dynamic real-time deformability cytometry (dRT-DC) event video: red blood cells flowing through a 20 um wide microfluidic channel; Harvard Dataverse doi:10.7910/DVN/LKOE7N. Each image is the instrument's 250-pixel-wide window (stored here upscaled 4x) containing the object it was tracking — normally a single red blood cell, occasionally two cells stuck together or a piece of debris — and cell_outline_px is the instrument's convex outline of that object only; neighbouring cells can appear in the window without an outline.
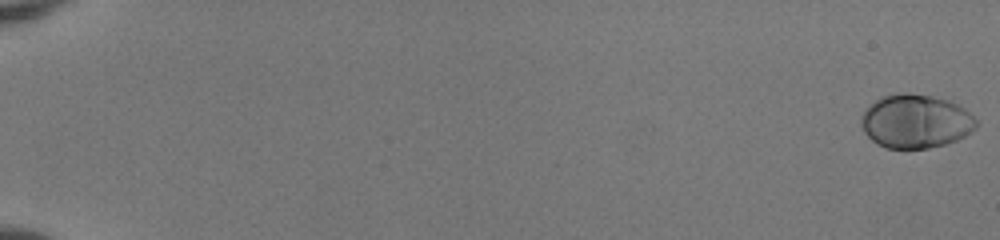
{"species": "human", "species_latin": "Homo sapiens", "temperature_condition": "room temperature", "stored_images_in_passage": 54, "camera_frame_rate_fps": 3000, "um_per_image_px": 0.085, "donor": {"sex": "female"}, "frame": {"image": 1, "passage_image": 1, "time_ms": 0.0, "image_size_px": [1000, 240], "cell_outline_px": [[980, 124], [972, 132], [956, 140], [944, 144], [928, 148], [888, 148], [876, 144], [864, 132], [860, 124], [860, 116], [880, 96], [904, 92], [952, 96]], "centroid_in_image_um": [77.88, 10.26], "position_along_channel_um": 7.1, "area_um2": 36.93}}
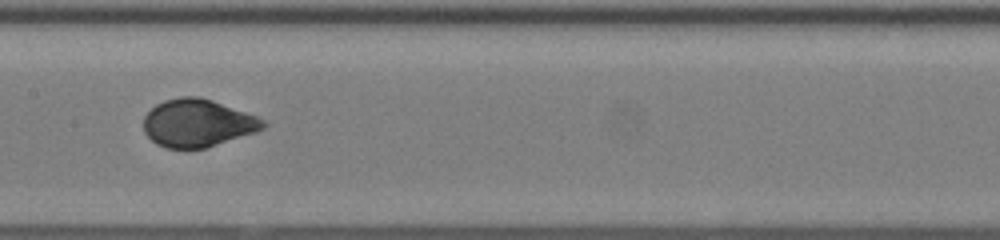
{"frame": {"image": 2, "passage_image": 31, "time_ms": 10.0, "image_size_px": [1000, 240], "cell_outline_px": [[268, 124], [264, 128], [256, 132], [204, 148], [164, 148], [156, 144], [144, 132], [144, 116], [156, 104], [164, 100], [180, 96], [196, 96], [212, 100], [256, 116], [264, 120]], "centroid_in_image_um": [16.78, 10.46], "position_along_channel_um": 190.6, "area_um2": 33.06}}
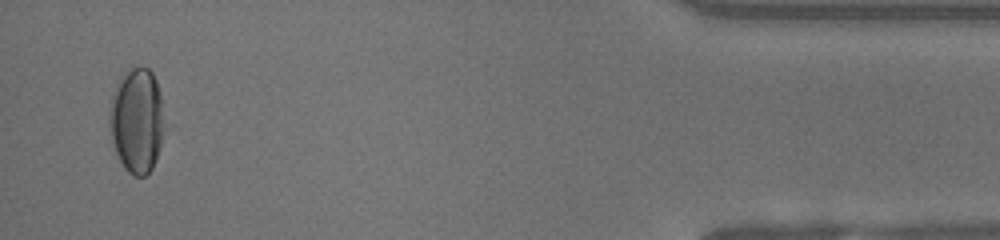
{"frame": {"image": 3, "passage_image": 53, "time_ms": 17.333, "image_size_px": [1000, 240], "cell_outline_px": [[164, 128], [160, 148], [152, 168], [144, 176], [132, 176], [124, 168], [116, 152], [112, 140], [112, 92], [128, 68], [148, 68], [152, 72], [156, 80], [160, 92]], "centroid_in_image_um": [11.67, 10.26], "position_along_channel_um": 423.5, "area_um2": 32.77}, "authors_computed_cell_mechanics": {"area_um2": 34.102, "velocity_mm_per_s": 4.0035, "shape_relaxation_time_tau1_ms": 3.6809, "shape_relaxation_time_tau2_ms": null, "deformation_change_tau1": 0.1897, "deformation_change_tau2": null}}